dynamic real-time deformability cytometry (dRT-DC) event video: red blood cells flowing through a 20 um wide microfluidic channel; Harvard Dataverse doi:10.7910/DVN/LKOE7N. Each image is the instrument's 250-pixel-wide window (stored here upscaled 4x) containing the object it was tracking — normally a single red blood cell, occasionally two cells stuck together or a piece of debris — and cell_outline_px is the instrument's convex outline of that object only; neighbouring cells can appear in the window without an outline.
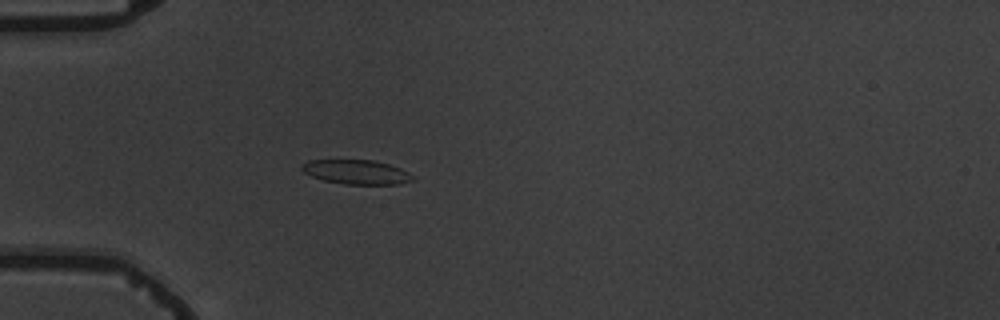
{"species": "common noctule bat (a hibernating species)", "species_latin": "Nyctalus noctula", "temperature_condition": "warm", "stored_images_in_passage": 4, "camera_frame_rate_fps": 3000, "um_per_image_px": 0.085, "animal": {"sex": "male", "body_mass_g": 19.5, "forearm_length_mm": 54.6}, "frame": {"image": 1, "passage_image": 4, "time_ms": 4.333, "image_size_px": [1000, 320], "cell_outline_px": [[416, 180], [400, 184], [344, 184], [324, 180], [312, 176], [304, 172], [300, 168], [308, 160], [372, 160], [388, 164], [400, 168], [416, 176]], "centroid_in_image_um": [30.35, 14.63], "position_along_channel_um": 54.6, "area_um2": 15.72}}